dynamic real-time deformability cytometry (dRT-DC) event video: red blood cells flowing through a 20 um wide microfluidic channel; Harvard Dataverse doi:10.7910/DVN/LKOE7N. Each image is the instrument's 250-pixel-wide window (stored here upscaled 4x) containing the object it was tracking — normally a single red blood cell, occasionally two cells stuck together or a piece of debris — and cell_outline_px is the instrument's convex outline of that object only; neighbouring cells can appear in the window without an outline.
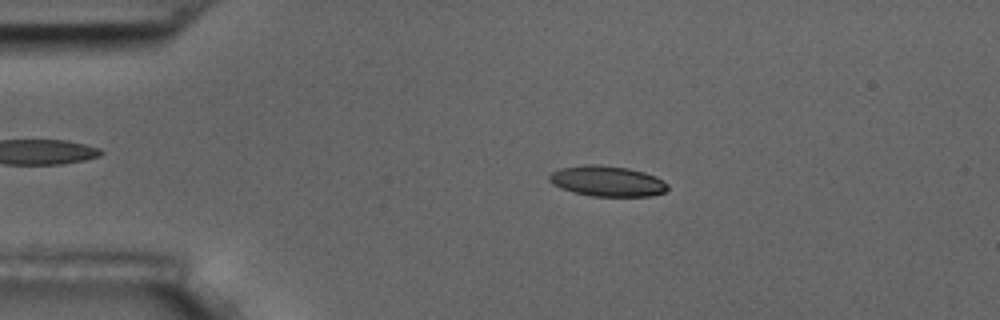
{"species": "common noctule bat (a hibernating species)", "species_latin": "Nyctalus noctula", "temperature_condition": "room temperature", "stored_images_in_passage": 6, "camera_frame_rate_fps": 3000, "um_per_image_px": 0.085, "animal": {"sex": "male", "body_mass_g": 17.5, "forearm_length_mm": 52.3}, "frame": {"image": 1, "passage_image": 4, "time_ms": 3.667, "image_size_px": [1000, 320], "cell_outline_px": [[668, 188], [664, 192], [652, 196], [592, 196], [572, 192], [560, 188], [552, 184], [548, 180], [548, 176], [552, 172], [560, 168], [584, 164], [600, 164], [628, 168], [644, 172], [668, 184]], "centroid_in_image_um": [51.56, 15.39], "position_along_channel_um": 33.4, "area_um2": 21.1}}
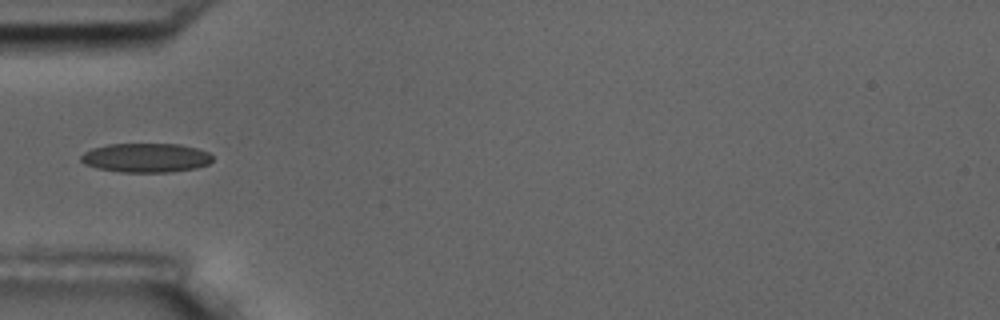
{"frame": {"image": 2, "passage_image": 6, "time_ms": 6.0, "image_size_px": [1000, 320], "cell_outline_px": [[212, 160], [208, 164], [196, 168], [168, 172], [120, 172], [96, 168], [84, 164], [80, 160], [80, 156], [84, 152], [92, 148], [108, 144], [180, 144], [196, 148], [208, 152], [212, 156]], "centroid_in_image_um": [12.37, 13.41], "position_along_channel_um": 72.6, "area_um2": 22.43}}